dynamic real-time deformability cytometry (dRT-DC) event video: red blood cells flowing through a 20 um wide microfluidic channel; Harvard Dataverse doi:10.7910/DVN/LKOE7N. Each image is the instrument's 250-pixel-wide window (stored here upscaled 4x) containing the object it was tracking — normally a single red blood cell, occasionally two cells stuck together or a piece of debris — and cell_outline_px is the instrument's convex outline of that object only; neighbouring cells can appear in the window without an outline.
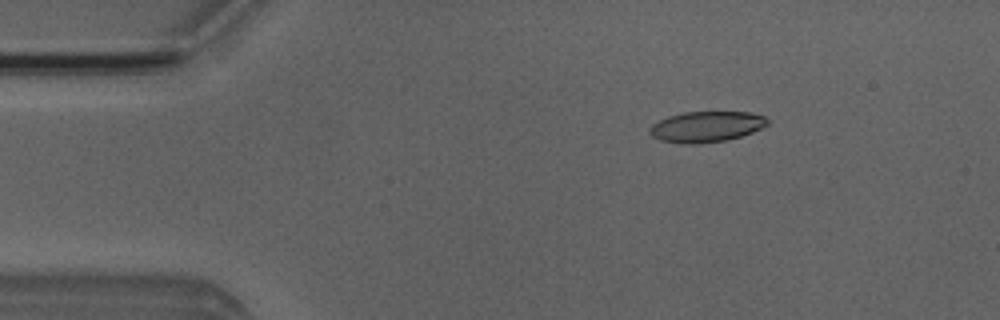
{"species": "Egyptian fruit bat (a non-hibernating species)", "species_latin": "Rousettus aegyptiacus", "temperature_condition": "room temperature", "stored_images_in_passage": 6, "camera_frame_rate_fps": 3000, "um_per_image_px": 0.085, "animal": {"sex": "male"}, "frame": {"image": 1, "passage_image": 6, "time_ms": 6.0, "image_size_px": [1000, 320], "cell_outline_px": [[768, 124], [752, 132], [740, 136], [724, 140], [696, 144], [680, 144], [660, 140], [652, 136], [648, 132], [652, 124], [668, 116], [684, 112], [752, 112], [764, 116], [768, 120]], "centroid_in_image_um": [60.01, 10.77], "position_along_channel_um": 25.0, "area_um2": 21.04}}